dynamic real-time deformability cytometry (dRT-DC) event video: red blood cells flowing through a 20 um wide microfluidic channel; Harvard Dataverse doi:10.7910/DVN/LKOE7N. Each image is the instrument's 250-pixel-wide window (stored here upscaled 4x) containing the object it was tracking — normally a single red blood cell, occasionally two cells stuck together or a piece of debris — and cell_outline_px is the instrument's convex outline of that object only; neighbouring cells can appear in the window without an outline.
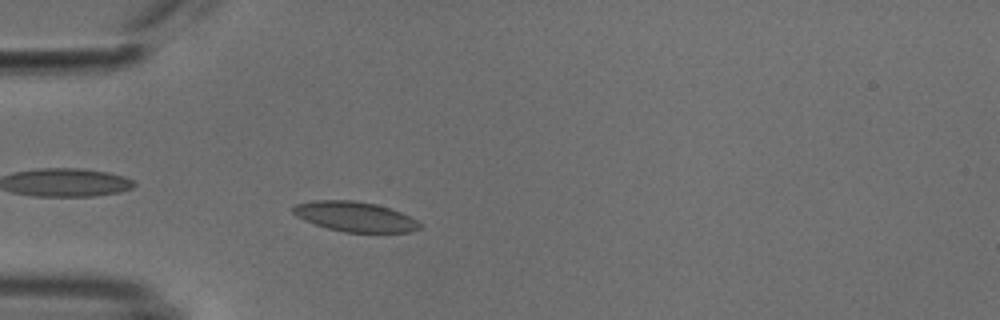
{"species": "common noctule bat (a hibernating species)", "species_latin": "Nyctalus noctula", "temperature_condition": "cold", "stored_images_in_passage": 48, "camera_frame_rate_fps": 3000, "um_per_image_px": 0.085, "animal": {"sex": "male", "body_mass_g": 18.8}, "frame": {"image": 1, "passage_image": 10, "time_ms": 3.0, "image_size_px": [1000, 320], "cell_outline_px": [[424, 228], [412, 232], [344, 232], [328, 228], [304, 220], [296, 216], [288, 208], [292, 204], [312, 200], [352, 200], [376, 204], [400, 212], [416, 220]], "centroid_in_image_um": [30.12, 18.4], "position_along_channel_um": 54.9, "area_um2": 22.25}}
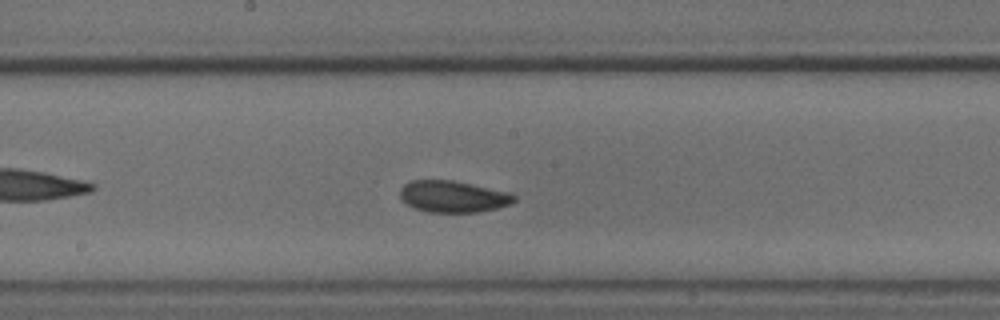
{"frame": {"image": 2, "passage_image": 23, "time_ms": 7.333, "image_size_px": [1000, 320], "cell_outline_px": [[516, 200], [512, 204], [496, 208], [476, 212], [428, 212], [412, 208], [400, 196], [400, 188], [404, 184], [412, 180], [452, 180], [472, 184], [508, 192], [516, 196]], "centroid_in_image_um": [38.5, 16.7], "position_along_channel_um": 209.7, "area_um2": 20.98}}
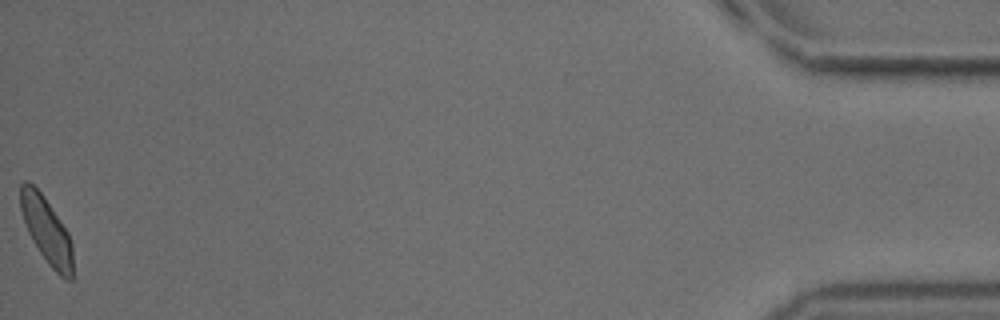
{"frame": {"image": 3, "passage_image": 48, "time_ms": 15.667, "image_size_px": [1000, 320], "cell_outline_px": [[72, 280], [64, 280], [48, 264], [32, 240], [28, 232], [20, 208], [20, 184], [24, 180], [28, 180], [40, 192], [60, 220], [68, 232], [72, 244]], "centroid_in_image_um": [3.95, 19.59], "position_along_channel_um": 431.2, "area_um2": 20.0}, "authors_computed_cell_mechanics": {"area_um2": 20.9525, "velocity_mm_per_s": 3.7712, "shape_relaxation_time_tau1_ms": 2.581, "shape_relaxation_time_tau2_ms": 3.9101, "deformation_change_tau1": 0.067, "deformation_change_tau2": 0.0579}}